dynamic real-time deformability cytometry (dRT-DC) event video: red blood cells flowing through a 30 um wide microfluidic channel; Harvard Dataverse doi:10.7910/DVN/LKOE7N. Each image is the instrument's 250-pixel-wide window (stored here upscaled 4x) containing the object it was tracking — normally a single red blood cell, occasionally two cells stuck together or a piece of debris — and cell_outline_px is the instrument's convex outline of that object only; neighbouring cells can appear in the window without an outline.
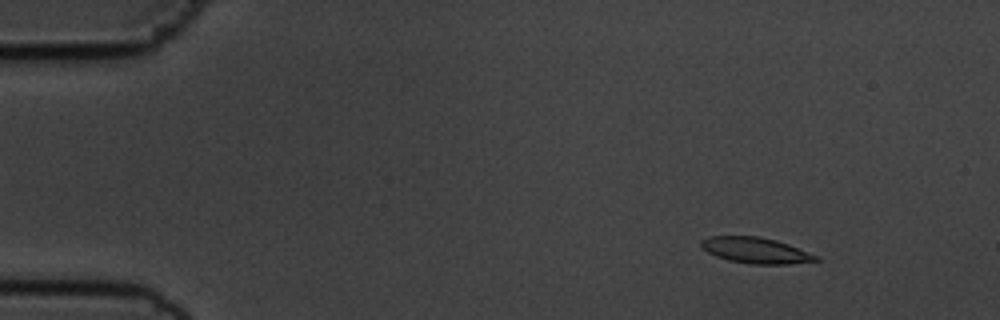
{"species": "common noctule bat (a hibernating species)", "species_latin": "Nyctalus noctula", "temperature_condition": "cold", "stored_images_in_passage": 55, "camera_frame_rate_fps": 3000, "um_per_image_px": 0.085, "animal": {"sex": "male", "body_mass_g": 19.5, "forearm_length_mm": 54.6}, "frame": {"image": 1, "passage_image": 6, "time_ms": 1.667, "image_size_px": [1000, 320], "cell_outline_px": [[820, 260], [788, 264], [752, 264], [728, 260], [716, 256], [700, 248], [700, 240], [708, 236], [756, 236], [776, 240], [788, 244], [820, 256]], "centroid_in_image_um": [64.22, 21.28], "position_along_channel_um": 20.8, "area_um2": 17.4}}
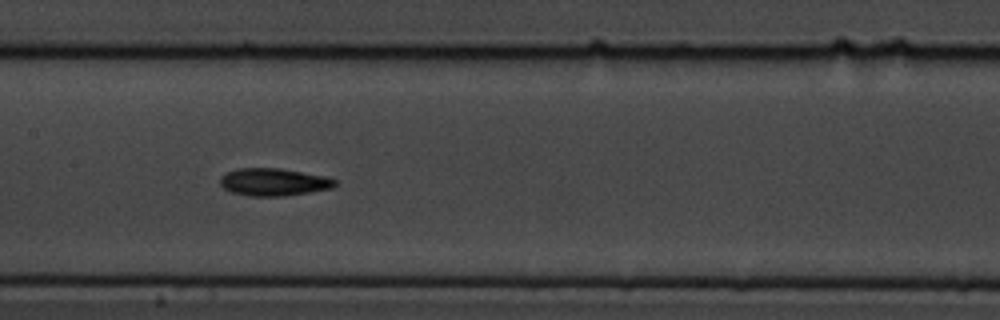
{"frame": {"image": 2, "passage_image": 27, "time_ms": 8.667, "image_size_px": [1000, 320], "cell_outline_px": [[336, 184], [332, 188], [284, 196], [248, 196], [232, 192], [224, 188], [220, 184], [220, 176], [228, 172], [240, 168], [280, 168], [328, 176], [336, 180]], "centroid_in_image_um": [23.27, 15.47], "position_along_channel_um": 184.1, "area_um2": 18.44}}
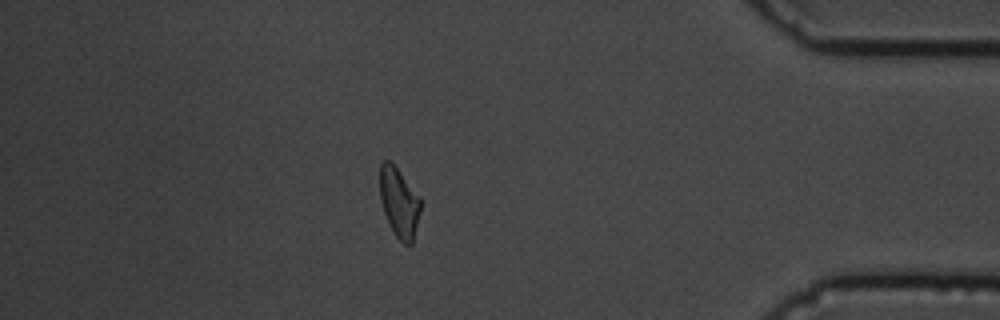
{"frame": {"image": 3, "passage_image": 48, "time_ms": 15.667, "image_size_px": [1000, 320], "cell_outline_px": [[420, 212], [412, 244], [404, 244], [396, 236], [384, 212], [380, 200], [380, 164], [384, 160], [392, 160], [420, 196]], "centroid_in_image_um": [33.93, 17.14], "position_along_channel_um": 401.3, "area_um2": 16.59}, "authors_computed_cell_mechanics": {"area_um2": 17.4556, "velocity_mm_per_s": 3.6174, "shape_relaxation_time_tau1_ms": 2.7623, "shape_relaxation_time_tau2_ms": 5.1973, "deformation_change_tau1": 0.1521, "deformation_change_tau2": 0.1293}}